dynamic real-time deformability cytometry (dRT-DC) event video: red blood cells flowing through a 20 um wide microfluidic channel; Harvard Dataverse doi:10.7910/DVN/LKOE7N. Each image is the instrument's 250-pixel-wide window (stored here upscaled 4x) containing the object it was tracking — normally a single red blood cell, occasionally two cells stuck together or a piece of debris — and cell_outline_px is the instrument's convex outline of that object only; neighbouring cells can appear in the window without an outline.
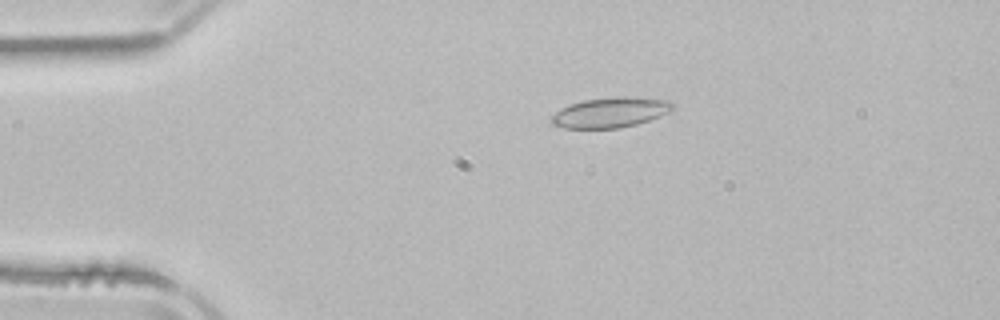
{"species": "common noctule bat (a hibernating species)", "species_latin": "Nyctalus noctula", "temperature_condition": "room temperature", "stored_images_in_passage": 4, "camera_frame_rate_fps": 3000, "um_per_image_px": 0.085, "animal": {"sex": "male", "body_mass_g": 21.5, "forearm_length_mm": 52.0}, "frame": {"image": 1, "passage_image": 3, "time_ms": 2.667, "image_size_px": [1000, 320], "cell_outline_px": [[676, 108], [660, 116], [636, 124], [620, 128], [564, 128], [552, 124], [552, 116], [560, 108], [568, 104], [584, 100], [620, 96], [624, 96], [668, 100]], "centroid_in_image_um": [51.88, 9.55], "position_along_channel_um": 33.1, "area_um2": 21.21}}